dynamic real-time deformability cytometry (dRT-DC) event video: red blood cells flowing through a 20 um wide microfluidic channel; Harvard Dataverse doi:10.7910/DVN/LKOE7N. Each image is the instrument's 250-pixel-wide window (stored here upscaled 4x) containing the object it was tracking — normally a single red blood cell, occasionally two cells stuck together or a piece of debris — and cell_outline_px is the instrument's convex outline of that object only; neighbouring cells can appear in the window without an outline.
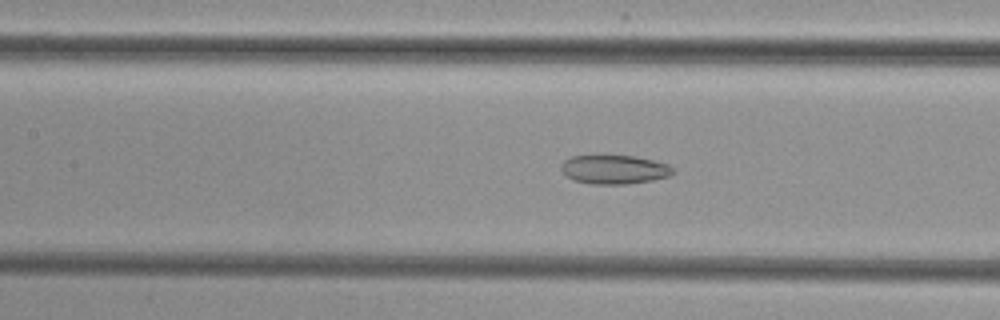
{"species": "common noctule bat (a hibernating species)", "species_latin": "Nyctalus noctula", "temperature_condition": "cold", "stored_images_in_passage": 42, "camera_frame_rate_fps": 3000, "um_per_image_px": 0.085, "animal": {"sex": "female", "body_mass_g": 29.2, "forearm_length_mm": 56.3}, "frame": {"image": 1, "passage_image": 19, "time_ms": 6.0, "image_size_px": [1000, 320], "cell_outline_px": [[676, 172], [668, 176], [652, 180], [624, 184], [592, 184], [576, 180], [568, 176], [560, 168], [560, 164], [564, 160], [572, 156], [600, 152], [604, 152], [636, 156], [668, 164]], "centroid_in_image_um": [52.18, 14.34], "position_along_channel_um": 155.2, "area_um2": 19.59}}
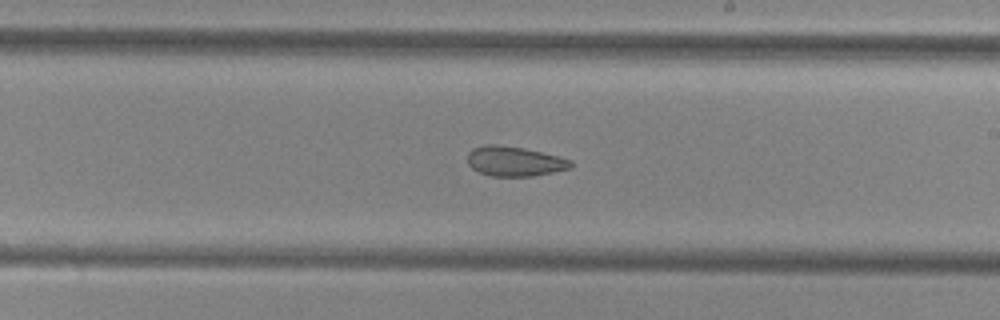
{"frame": {"image": 2, "passage_image": 26, "time_ms": 8.333, "image_size_px": [1000, 320], "cell_outline_px": [[572, 168], [532, 176], [488, 176], [472, 168], [468, 164], [468, 152], [472, 148], [484, 144], [496, 144], [524, 148], [572, 160]], "centroid_in_image_um": [43.7, 13.7], "position_along_channel_um": 245.3, "area_um2": 17.92}}
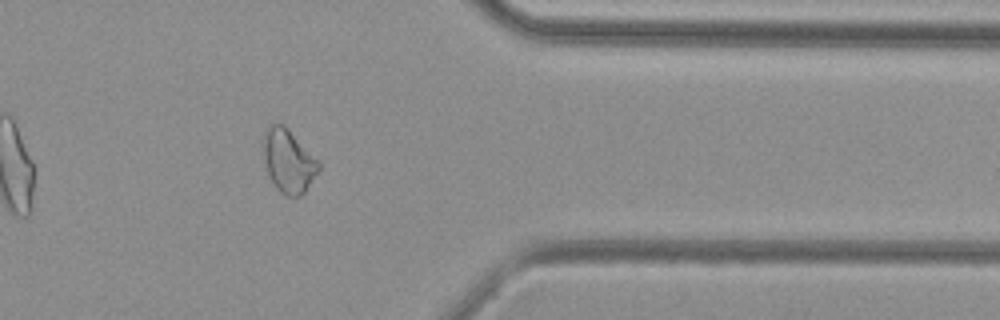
{"frame": {"image": 3, "passage_image": 38, "time_ms": 12.333, "image_size_px": [1000, 320], "cell_outline_px": [[320, 168], [304, 192], [300, 196], [284, 196], [276, 188], [268, 172], [264, 160], [264, 132], [268, 124], [284, 124], [288, 128], [320, 164]], "centroid_in_image_um": [24.49, 13.68], "position_along_channel_um": 386.9, "area_um2": 19.94}}